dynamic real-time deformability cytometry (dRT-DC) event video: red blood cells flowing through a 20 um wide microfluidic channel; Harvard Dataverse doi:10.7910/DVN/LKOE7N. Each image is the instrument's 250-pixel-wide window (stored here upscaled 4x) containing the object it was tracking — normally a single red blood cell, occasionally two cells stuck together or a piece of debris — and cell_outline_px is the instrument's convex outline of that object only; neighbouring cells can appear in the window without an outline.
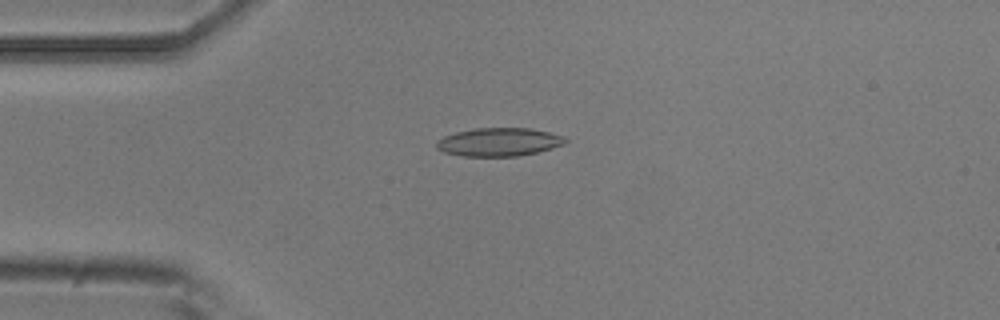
{"species": "common noctule bat (a hibernating species)", "species_latin": "Nyctalus noctula", "temperature_condition": "room temperature", "stored_images_in_passage": 51, "camera_frame_rate_fps": 3000, "um_per_image_px": 0.085, "animal": {"sex": "male", "body_mass_g": 20.5, "forearm_length_mm": 52.5}, "frame": {"image": 1, "passage_image": 12, "time_ms": 3.667, "image_size_px": [1000, 320], "cell_outline_px": [[568, 140], [564, 144], [552, 148], [520, 156], [460, 156], [444, 152], [436, 148], [436, 140], [444, 136], [456, 132], [472, 128], [528, 128], [548, 132], [564, 136]], "centroid_in_image_um": [42.38, 12.07], "position_along_channel_um": 42.6, "area_um2": 21.33}}
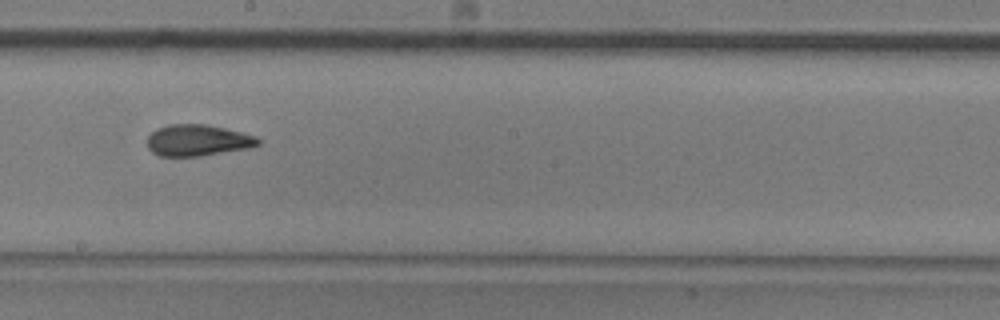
{"frame": {"image": 2, "passage_image": 28, "time_ms": 9.0, "image_size_px": [1000, 320], "cell_outline_px": [[260, 144], [248, 148], [200, 156], [160, 156], [152, 152], [148, 148], [148, 136], [156, 128], [168, 124], [208, 124], [256, 136], [260, 140]], "centroid_in_image_um": [16.78, 11.92], "position_along_channel_um": 231.4, "area_um2": 20.23}}
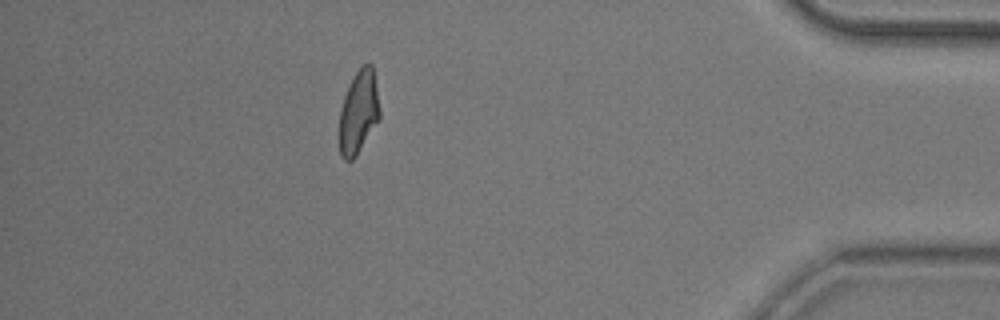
{"frame": {"image": 3, "passage_image": 45, "time_ms": 14.667, "image_size_px": [1000, 320], "cell_outline_px": [[380, 120], [356, 156], [352, 160], [344, 160], [340, 156], [340, 108], [344, 96], [356, 72], [364, 64], [372, 64], [380, 108]], "centroid_in_image_um": [30.5, 9.57], "position_along_channel_um": 404.7, "area_um2": 19.48}, "authors_computed_cell_mechanics": {"area_um2": 20.3456, "velocity_mm_per_s": 3.9045, "shape_relaxation_time_tau1_ms": 8.5589, "shape_relaxation_time_tau2_ms": 1.7889, "deformation_change_tau1": 0.2243, "deformation_change_tau2": 0.0901}}